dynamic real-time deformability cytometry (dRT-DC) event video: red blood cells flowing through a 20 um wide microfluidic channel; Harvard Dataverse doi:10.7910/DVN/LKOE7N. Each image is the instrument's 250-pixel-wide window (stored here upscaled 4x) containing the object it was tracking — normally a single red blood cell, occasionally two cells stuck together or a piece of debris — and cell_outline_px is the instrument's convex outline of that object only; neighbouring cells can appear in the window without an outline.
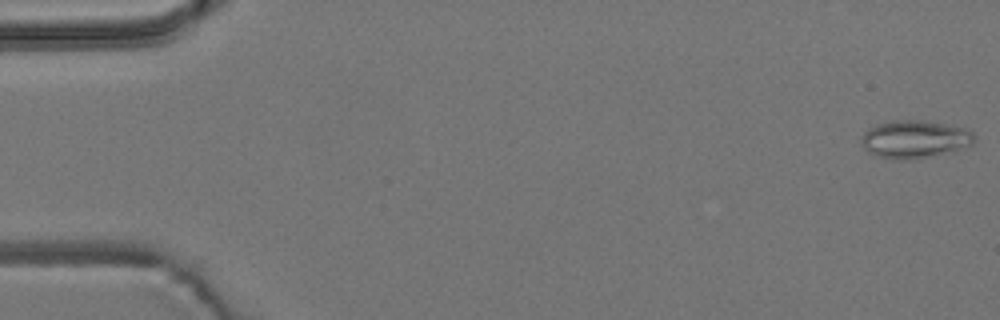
{"species": "common noctule bat (a hibernating species)", "species_latin": "Nyctalus noctula", "temperature_condition": "room temperature", "stored_images_in_passage": 6, "camera_frame_rate_fps": 3000, "um_per_image_px": 0.085, "animal": {"sex": "male", "body_mass_g": 19.2, "forearm_length_mm": 51.8}, "frame": {"image": 1, "passage_image": 1, "time_ms": 0.0, "image_size_px": [1000, 320], "cell_outline_px": [[976, 140], [972, 144], [912, 160], [900, 160], [872, 156], [860, 144], [860, 140], [864, 132], [868, 128], [892, 120], [924, 120], [968, 128], [976, 136]], "centroid_in_image_um": [77.69, 11.82], "position_along_channel_um": 7.3, "area_um2": 24.85}}
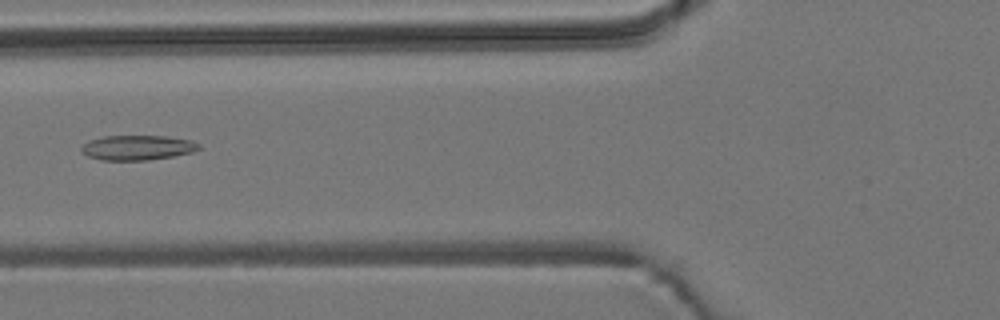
{"frame": {"image": 2, "passage_image": 6, "time_ms": 6.667, "image_size_px": [1000, 320], "cell_outline_px": [[200, 148], [192, 152], [172, 156], [148, 160], [100, 160], [88, 156], [80, 152], [80, 148], [88, 140], [104, 136], [168, 136], [192, 140], [200, 144]], "centroid_in_image_um": [11.66, 12.54], "position_along_channel_um": 114.1, "area_um2": 17.11}}